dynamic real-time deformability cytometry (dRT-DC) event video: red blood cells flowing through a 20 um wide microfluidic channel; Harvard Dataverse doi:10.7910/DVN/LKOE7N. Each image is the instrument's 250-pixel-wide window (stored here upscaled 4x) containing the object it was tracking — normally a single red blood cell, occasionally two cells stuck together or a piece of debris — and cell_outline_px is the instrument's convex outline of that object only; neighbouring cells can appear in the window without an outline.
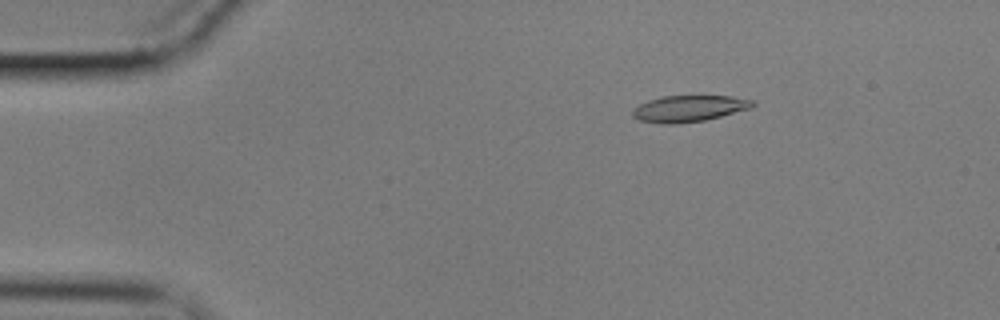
{"species": "common noctule bat (a hibernating species)", "species_latin": "Nyctalus noctula", "temperature_condition": "cold", "stored_images_in_passage": 59, "camera_frame_rate_fps": 3000, "um_per_image_px": 0.085, "animal": {"sex": "male", "body_mass_g": 17.9}, "frame": {"image": 1, "passage_image": 10, "time_ms": 3.0, "image_size_px": [1000, 320], "cell_outline_px": [[756, 104], [752, 108], [704, 120], [672, 124], [660, 124], [640, 120], [632, 116], [632, 112], [640, 104], [648, 100], [664, 96], [732, 96], [756, 100]], "centroid_in_image_um": [58.61, 9.22], "position_along_channel_um": 26.4, "area_um2": 18.38}}
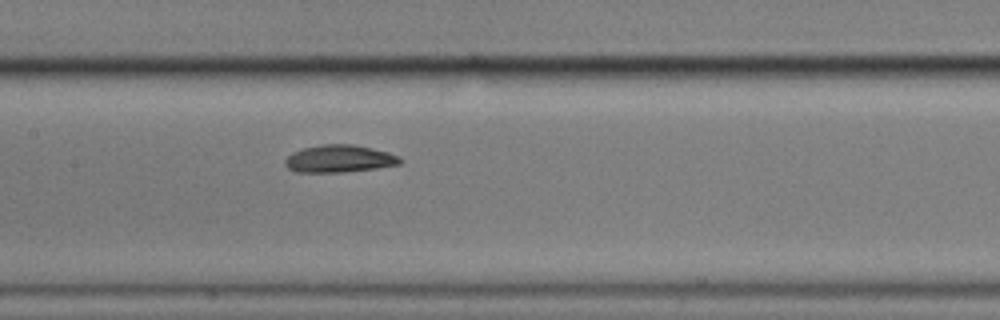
{"frame": {"image": 2, "passage_image": 29, "time_ms": 9.333, "image_size_px": [1000, 320], "cell_outline_px": [[404, 160], [400, 164], [376, 168], [344, 172], [296, 172], [288, 168], [284, 164], [284, 160], [292, 152], [304, 148], [324, 144], [352, 144], [372, 148], [388, 152], [400, 156]], "centroid_in_image_um": [28.86, 13.49], "position_along_channel_um": 178.5, "area_um2": 18.44}}
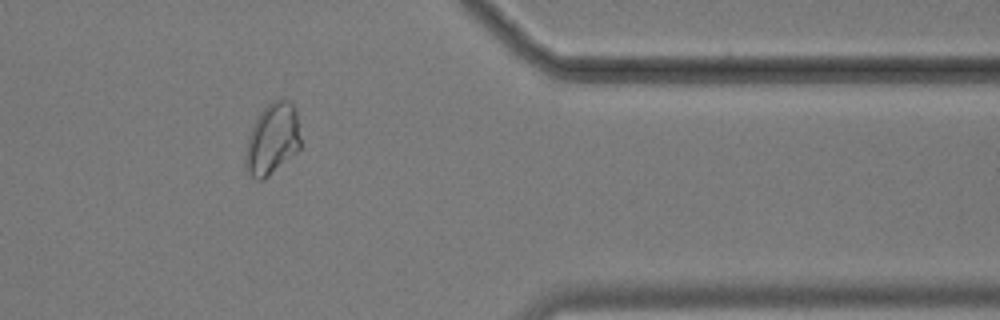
{"frame": {"image": 3, "passage_image": 49, "time_ms": 16.0, "image_size_px": [1000, 320], "cell_outline_px": [[300, 148], [296, 152], [264, 180], [256, 180], [248, 172], [244, 164], [244, 156], [248, 136], [260, 112], [272, 100], [288, 100], [296, 108], [300, 140]], "centroid_in_image_um": [23.13, 11.84], "position_along_channel_um": 388.3, "area_um2": 22.83}, "authors_computed_cell_mechanics": {"area_um2": 18.6116, "velocity_mm_per_s": 3.4081, "shape_relaxation_time_tau1_ms": 3.3466, "shape_relaxation_time_tau2_ms": 0.0366, "deformation_change_tau1": 0.1176, "deformation_change_tau2": 0.0588}}